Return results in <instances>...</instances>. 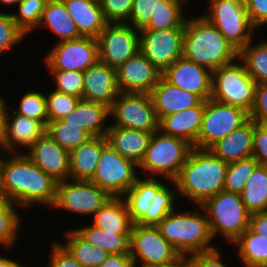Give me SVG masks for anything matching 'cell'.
Segmentation results:
<instances>
[{
	"label": "cell",
	"instance_id": "4316f807",
	"mask_svg": "<svg viewBox=\"0 0 267 267\" xmlns=\"http://www.w3.org/2000/svg\"><path fill=\"white\" fill-rule=\"evenodd\" d=\"M61 120L66 122L67 125L85 129L93 137L105 136L110 120L109 107L98 102L80 99L75 109Z\"/></svg>",
	"mask_w": 267,
	"mask_h": 267
},
{
	"label": "cell",
	"instance_id": "c3c4849f",
	"mask_svg": "<svg viewBox=\"0 0 267 267\" xmlns=\"http://www.w3.org/2000/svg\"><path fill=\"white\" fill-rule=\"evenodd\" d=\"M249 118L257 124L267 126V83H258L255 89L254 105Z\"/></svg>",
	"mask_w": 267,
	"mask_h": 267
},
{
	"label": "cell",
	"instance_id": "7bdbcfd3",
	"mask_svg": "<svg viewBox=\"0 0 267 267\" xmlns=\"http://www.w3.org/2000/svg\"><path fill=\"white\" fill-rule=\"evenodd\" d=\"M11 12L0 11V56L19 46L27 37L13 20Z\"/></svg>",
	"mask_w": 267,
	"mask_h": 267
},
{
	"label": "cell",
	"instance_id": "5b68a950",
	"mask_svg": "<svg viewBox=\"0 0 267 267\" xmlns=\"http://www.w3.org/2000/svg\"><path fill=\"white\" fill-rule=\"evenodd\" d=\"M193 207L194 210L190 207L184 211L177 210L176 207L156 226L181 256L207 252L219 247L212 244L215 242L205 210L202 206Z\"/></svg>",
	"mask_w": 267,
	"mask_h": 267
},
{
	"label": "cell",
	"instance_id": "d6a6232c",
	"mask_svg": "<svg viewBox=\"0 0 267 267\" xmlns=\"http://www.w3.org/2000/svg\"><path fill=\"white\" fill-rule=\"evenodd\" d=\"M236 248L242 267H267V239L253 233L249 228L231 245ZM236 246V247H235Z\"/></svg>",
	"mask_w": 267,
	"mask_h": 267
},
{
	"label": "cell",
	"instance_id": "9f6ffc18",
	"mask_svg": "<svg viewBox=\"0 0 267 267\" xmlns=\"http://www.w3.org/2000/svg\"><path fill=\"white\" fill-rule=\"evenodd\" d=\"M157 267H193V265L188 256H180L179 258H177L174 262L170 264L157 266Z\"/></svg>",
	"mask_w": 267,
	"mask_h": 267
},
{
	"label": "cell",
	"instance_id": "f35d334b",
	"mask_svg": "<svg viewBox=\"0 0 267 267\" xmlns=\"http://www.w3.org/2000/svg\"><path fill=\"white\" fill-rule=\"evenodd\" d=\"M46 132L63 149L69 152L93 137L85 129L79 126L67 125L61 119L48 121Z\"/></svg>",
	"mask_w": 267,
	"mask_h": 267
},
{
	"label": "cell",
	"instance_id": "f6af8a7d",
	"mask_svg": "<svg viewBox=\"0 0 267 267\" xmlns=\"http://www.w3.org/2000/svg\"><path fill=\"white\" fill-rule=\"evenodd\" d=\"M46 106L49 121H55L63 118L72 112L80 98L65 94L56 90H51L46 95Z\"/></svg>",
	"mask_w": 267,
	"mask_h": 267
},
{
	"label": "cell",
	"instance_id": "b9f144b4",
	"mask_svg": "<svg viewBox=\"0 0 267 267\" xmlns=\"http://www.w3.org/2000/svg\"><path fill=\"white\" fill-rule=\"evenodd\" d=\"M12 110L25 117L40 121L45 127L48 124V114L46 106L45 93L36 91H27L19 101L18 106L13 109V106H10Z\"/></svg>",
	"mask_w": 267,
	"mask_h": 267
},
{
	"label": "cell",
	"instance_id": "836d02e7",
	"mask_svg": "<svg viewBox=\"0 0 267 267\" xmlns=\"http://www.w3.org/2000/svg\"><path fill=\"white\" fill-rule=\"evenodd\" d=\"M66 231V232H65ZM64 231L65 242H60L82 267H97L110 255L100 247L82 239L73 229Z\"/></svg>",
	"mask_w": 267,
	"mask_h": 267
},
{
	"label": "cell",
	"instance_id": "74e56055",
	"mask_svg": "<svg viewBox=\"0 0 267 267\" xmlns=\"http://www.w3.org/2000/svg\"><path fill=\"white\" fill-rule=\"evenodd\" d=\"M258 39V43L252 40L239 51V59L257 84L267 83V39Z\"/></svg>",
	"mask_w": 267,
	"mask_h": 267
},
{
	"label": "cell",
	"instance_id": "8992f818",
	"mask_svg": "<svg viewBox=\"0 0 267 267\" xmlns=\"http://www.w3.org/2000/svg\"><path fill=\"white\" fill-rule=\"evenodd\" d=\"M192 148L193 146L186 140L156 130L152 133L149 146L137 171H142L143 177L174 181Z\"/></svg>",
	"mask_w": 267,
	"mask_h": 267
},
{
	"label": "cell",
	"instance_id": "1f68e13d",
	"mask_svg": "<svg viewBox=\"0 0 267 267\" xmlns=\"http://www.w3.org/2000/svg\"><path fill=\"white\" fill-rule=\"evenodd\" d=\"M86 242L107 251L110 254L130 253V234H115L104 231L93 224L72 228Z\"/></svg>",
	"mask_w": 267,
	"mask_h": 267
},
{
	"label": "cell",
	"instance_id": "6f0895ef",
	"mask_svg": "<svg viewBox=\"0 0 267 267\" xmlns=\"http://www.w3.org/2000/svg\"><path fill=\"white\" fill-rule=\"evenodd\" d=\"M4 98H5V95L3 97L0 91V133L4 126L6 111L9 108V105L7 104L8 101H6V99Z\"/></svg>",
	"mask_w": 267,
	"mask_h": 267
},
{
	"label": "cell",
	"instance_id": "ee69618b",
	"mask_svg": "<svg viewBox=\"0 0 267 267\" xmlns=\"http://www.w3.org/2000/svg\"><path fill=\"white\" fill-rule=\"evenodd\" d=\"M53 80V89L82 99L83 72L65 70H47Z\"/></svg>",
	"mask_w": 267,
	"mask_h": 267
},
{
	"label": "cell",
	"instance_id": "9c48e42d",
	"mask_svg": "<svg viewBox=\"0 0 267 267\" xmlns=\"http://www.w3.org/2000/svg\"><path fill=\"white\" fill-rule=\"evenodd\" d=\"M206 3L207 11L201 15L238 51L254 39L258 30L250 22L244 0H208Z\"/></svg>",
	"mask_w": 267,
	"mask_h": 267
},
{
	"label": "cell",
	"instance_id": "7402d4cb",
	"mask_svg": "<svg viewBox=\"0 0 267 267\" xmlns=\"http://www.w3.org/2000/svg\"><path fill=\"white\" fill-rule=\"evenodd\" d=\"M119 93L115 68L98 61L83 72V100L110 108Z\"/></svg>",
	"mask_w": 267,
	"mask_h": 267
},
{
	"label": "cell",
	"instance_id": "9a60e30c",
	"mask_svg": "<svg viewBox=\"0 0 267 267\" xmlns=\"http://www.w3.org/2000/svg\"><path fill=\"white\" fill-rule=\"evenodd\" d=\"M43 57L47 70L84 72L99 61L96 38L81 36L55 42Z\"/></svg>",
	"mask_w": 267,
	"mask_h": 267
},
{
	"label": "cell",
	"instance_id": "ab89813d",
	"mask_svg": "<svg viewBox=\"0 0 267 267\" xmlns=\"http://www.w3.org/2000/svg\"><path fill=\"white\" fill-rule=\"evenodd\" d=\"M258 165L254 157L228 163L223 190L240 194Z\"/></svg>",
	"mask_w": 267,
	"mask_h": 267
},
{
	"label": "cell",
	"instance_id": "484cf974",
	"mask_svg": "<svg viewBox=\"0 0 267 267\" xmlns=\"http://www.w3.org/2000/svg\"><path fill=\"white\" fill-rule=\"evenodd\" d=\"M105 137L107 143L121 156L139 165L149 146L152 133L109 125Z\"/></svg>",
	"mask_w": 267,
	"mask_h": 267
},
{
	"label": "cell",
	"instance_id": "8fae6325",
	"mask_svg": "<svg viewBox=\"0 0 267 267\" xmlns=\"http://www.w3.org/2000/svg\"><path fill=\"white\" fill-rule=\"evenodd\" d=\"M137 169L134 161L124 158L107 143L90 181L111 197H122L139 177Z\"/></svg>",
	"mask_w": 267,
	"mask_h": 267
},
{
	"label": "cell",
	"instance_id": "3957f363",
	"mask_svg": "<svg viewBox=\"0 0 267 267\" xmlns=\"http://www.w3.org/2000/svg\"><path fill=\"white\" fill-rule=\"evenodd\" d=\"M122 198L131 222L141 226H157L178 206L175 182L162 178L138 177Z\"/></svg>",
	"mask_w": 267,
	"mask_h": 267
},
{
	"label": "cell",
	"instance_id": "f1b7e54d",
	"mask_svg": "<svg viewBox=\"0 0 267 267\" xmlns=\"http://www.w3.org/2000/svg\"><path fill=\"white\" fill-rule=\"evenodd\" d=\"M107 144L105 136L92 137L86 143L69 152L70 179L90 181L98 166L103 147Z\"/></svg>",
	"mask_w": 267,
	"mask_h": 267
},
{
	"label": "cell",
	"instance_id": "cb8c5ba5",
	"mask_svg": "<svg viewBox=\"0 0 267 267\" xmlns=\"http://www.w3.org/2000/svg\"><path fill=\"white\" fill-rule=\"evenodd\" d=\"M150 95L158 120L194 107L202 101L198 95L171 85L163 77L152 89Z\"/></svg>",
	"mask_w": 267,
	"mask_h": 267
},
{
	"label": "cell",
	"instance_id": "ffe728a7",
	"mask_svg": "<svg viewBox=\"0 0 267 267\" xmlns=\"http://www.w3.org/2000/svg\"><path fill=\"white\" fill-rule=\"evenodd\" d=\"M162 77L171 85L194 93L204 101L211 98L212 71L183 56L172 63Z\"/></svg>",
	"mask_w": 267,
	"mask_h": 267
},
{
	"label": "cell",
	"instance_id": "83f0119b",
	"mask_svg": "<svg viewBox=\"0 0 267 267\" xmlns=\"http://www.w3.org/2000/svg\"><path fill=\"white\" fill-rule=\"evenodd\" d=\"M81 36L97 38L107 22L96 0H62Z\"/></svg>",
	"mask_w": 267,
	"mask_h": 267
},
{
	"label": "cell",
	"instance_id": "8d00e7d4",
	"mask_svg": "<svg viewBox=\"0 0 267 267\" xmlns=\"http://www.w3.org/2000/svg\"><path fill=\"white\" fill-rule=\"evenodd\" d=\"M19 209V210H18ZM21 208L15 203L0 196V246L7 251L12 250L17 243L24 218L20 214ZM9 249V250H8Z\"/></svg>",
	"mask_w": 267,
	"mask_h": 267
},
{
	"label": "cell",
	"instance_id": "5bb4252c",
	"mask_svg": "<svg viewBox=\"0 0 267 267\" xmlns=\"http://www.w3.org/2000/svg\"><path fill=\"white\" fill-rule=\"evenodd\" d=\"M111 196L91 181L67 179L57 183L56 200L51 210L93 216Z\"/></svg>",
	"mask_w": 267,
	"mask_h": 267
},
{
	"label": "cell",
	"instance_id": "d4e9b609",
	"mask_svg": "<svg viewBox=\"0 0 267 267\" xmlns=\"http://www.w3.org/2000/svg\"><path fill=\"white\" fill-rule=\"evenodd\" d=\"M254 121L249 118L229 135L218 140L208 150L226 163L252 157Z\"/></svg>",
	"mask_w": 267,
	"mask_h": 267
},
{
	"label": "cell",
	"instance_id": "277c9868",
	"mask_svg": "<svg viewBox=\"0 0 267 267\" xmlns=\"http://www.w3.org/2000/svg\"><path fill=\"white\" fill-rule=\"evenodd\" d=\"M199 15L188 16L185 20L182 56L211 71L237 60L239 51L213 24Z\"/></svg>",
	"mask_w": 267,
	"mask_h": 267
},
{
	"label": "cell",
	"instance_id": "603a6c76",
	"mask_svg": "<svg viewBox=\"0 0 267 267\" xmlns=\"http://www.w3.org/2000/svg\"><path fill=\"white\" fill-rule=\"evenodd\" d=\"M206 101L202 100L198 105L174 114L162 117L159 120V128L162 133L186 140L195 148Z\"/></svg>",
	"mask_w": 267,
	"mask_h": 267
},
{
	"label": "cell",
	"instance_id": "30bf717a",
	"mask_svg": "<svg viewBox=\"0 0 267 267\" xmlns=\"http://www.w3.org/2000/svg\"><path fill=\"white\" fill-rule=\"evenodd\" d=\"M110 126L154 133L159 120L148 93L120 92L109 108ZM114 121V122H113Z\"/></svg>",
	"mask_w": 267,
	"mask_h": 267
},
{
	"label": "cell",
	"instance_id": "680465c9",
	"mask_svg": "<svg viewBox=\"0 0 267 267\" xmlns=\"http://www.w3.org/2000/svg\"><path fill=\"white\" fill-rule=\"evenodd\" d=\"M20 261L17 262L16 259H12L6 255H0V267H20L22 264Z\"/></svg>",
	"mask_w": 267,
	"mask_h": 267
},
{
	"label": "cell",
	"instance_id": "2e32d148",
	"mask_svg": "<svg viewBox=\"0 0 267 267\" xmlns=\"http://www.w3.org/2000/svg\"><path fill=\"white\" fill-rule=\"evenodd\" d=\"M96 39L99 61L115 69L140 51L139 30L128 23H107Z\"/></svg>",
	"mask_w": 267,
	"mask_h": 267
},
{
	"label": "cell",
	"instance_id": "e0dca14e",
	"mask_svg": "<svg viewBox=\"0 0 267 267\" xmlns=\"http://www.w3.org/2000/svg\"><path fill=\"white\" fill-rule=\"evenodd\" d=\"M185 28L139 31L140 52L161 72L183 55Z\"/></svg>",
	"mask_w": 267,
	"mask_h": 267
},
{
	"label": "cell",
	"instance_id": "bcb514c9",
	"mask_svg": "<svg viewBox=\"0 0 267 267\" xmlns=\"http://www.w3.org/2000/svg\"><path fill=\"white\" fill-rule=\"evenodd\" d=\"M161 4L163 0H133L130 19L127 23L139 31L144 29Z\"/></svg>",
	"mask_w": 267,
	"mask_h": 267
},
{
	"label": "cell",
	"instance_id": "11a10c76",
	"mask_svg": "<svg viewBox=\"0 0 267 267\" xmlns=\"http://www.w3.org/2000/svg\"><path fill=\"white\" fill-rule=\"evenodd\" d=\"M97 267H135L130 253L110 254L107 259Z\"/></svg>",
	"mask_w": 267,
	"mask_h": 267
},
{
	"label": "cell",
	"instance_id": "816d5d0a",
	"mask_svg": "<svg viewBox=\"0 0 267 267\" xmlns=\"http://www.w3.org/2000/svg\"><path fill=\"white\" fill-rule=\"evenodd\" d=\"M220 248L217 247L211 251L194 253L189 255L193 267H228L222 256Z\"/></svg>",
	"mask_w": 267,
	"mask_h": 267
},
{
	"label": "cell",
	"instance_id": "d6986e66",
	"mask_svg": "<svg viewBox=\"0 0 267 267\" xmlns=\"http://www.w3.org/2000/svg\"><path fill=\"white\" fill-rule=\"evenodd\" d=\"M24 154L55 181L70 179L69 151L63 149L47 132L37 139Z\"/></svg>",
	"mask_w": 267,
	"mask_h": 267
},
{
	"label": "cell",
	"instance_id": "91938a15",
	"mask_svg": "<svg viewBox=\"0 0 267 267\" xmlns=\"http://www.w3.org/2000/svg\"><path fill=\"white\" fill-rule=\"evenodd\" d=\"M20 1L21 0H0V4H2L4 7L7 5L15 7Z\"/></svg>",
	"mask_w": 267,
	"mask_h": 267
},
{
	"label": "cell",
	"instance_id": "4fadbf2b",
	"mask_svg": "<svg viewBox=\"0 0 267 267\" xmlns=\"http://www.w3.org/2000/svg\"><path fill=\"white\" fill-rule=\"evenodd\" d=\"M130 255L135 267L167 265L181 256L156 226L138 224H133L131 230Z\"/></svg>",
	"mask_w": 267,
	"mask_h": 267
},
{
	"label": "cell",
	"instance_id": "52a82bcc",
	"mask_svg": "<svg viewBox=\"0 0 267 267\" xmlns=\"http://www.w3.org/2000/svg\"><path fill=\"white\" fill-rule=\"evenodd\" d=\"M201 206L207 214L214 239L220 235V239L231 245L249 228L251 213L238 193L222 190Z\"/></svg>",
	"mask_w": 267,
	"mask_h": 267
},
{
	"label": "cell",
	"instance_id": "681fc988",
	"mask_svg": "<svg viewBox=\"0 0 267 267\" xmlns=\"http://www.w3.org/2000/svg\"><path fill=\"white\" fill-rule=\"evenodd\" d=\"M51 241L47 267H82L59 240Z\"/></svg>",
	"mask_w": 267,
	"mask_h": 267
},
{
	"label": "cell",
	"instance_id": "f907efd6",
	"mask_svg": "<svg viewBox=\"0 0 267 267\" xmlns=\"http://www.w3.org/2000/svg\"><path fill=\"white\" fill-rule=\"evenodd\" d=\"M252 157L259 165L267 166V126L254 121Z\"/></svg>",
	"mask_w": 267,
	"mask_h": 267
},
{
	"label": "cell",
	"instance_id": "6da1fadb",
	"mask_svg": "<svg viewBox=\"0 0 267 267\" xmlns=\"http://www.w3.org/2000/svg\"><path fill=\"white\" fill-rule=\"evenodd\" d=\"M57 183L24 153L5 154L1 166L0 196L22 210L31 209L38 204L52 209L56 200Z\"/></svg>",
	"mask_w": 267,
	"mask_h": 267
},
{
	"label": "cell",
	"instance_id": "db71d44e",
	"mask_svg": "<svg viewBox=\"0 0 267 267\" xmlns=\"http://www.w3.org/2000/svg\"><path fill=\"white\" fill-rule=\"evenodd\" d=\"M249 229L253 233L267 239V211L251 214Z\"/></svg>",
	"mask_w": 267,
	"mask_h": 267
},
{
	"label": "cell",
	"instance_id": "44dd1931",
	"mask_svg": "<svg viewBox=\"0 0 267 267\" xmlns=\"http://www.w3.org/2000/svg\"><path fill=\"white\" fill-rule=\"evenodd\" d=\"M162 73L140 51L116 69L120 92L150 94Z\"/></svg>",
	"mask_w": 267,
	"mask_h": 267
},
{
	"label": "cell",
	"instance_id": "ac0fdd59",
	"mask_svg": "<svg viewBox=\"0 0 267 267\" xmlns=\"http://www.w3.org/2000/svg\"><path fill=\"white\" fill-rule=\"evenodd\" d=\"M45 132L46 127L40 121L21 116L9 106L0 133V148L6 153H25L24 149L27 151Z\"/></svg>",
	"mask_w": 267,
	"mask_h": 267
},
{
	"label": "cell",
	"instance_id": "7c38bea8",
	"mask_svg": "<svg viewBox=\"0 0 267 267\" xmlns=\"http://www.w3.org/2000/svg\"><path fill=\"white\" fill-rule=\"evenodd\" d=\"M248 119L249 113L243 108L209 98L206 100L195 148L209 149L218 140L243 125Z\"/></svg>",
	"mask_w": 267,
	"mask_h": 267
},
{
	"label": "cell",
	"instance_id": "d590c367",
	"mask_svg": "<svg viewBox=\"0 0 267 267\" xmlns=\"http://www.w3.org/2000/svg\"><path fill=\"white\" fill-rule=\"evenodd\" d=\"M187 0H163L153 14L150 23L140 31H160L169 28H185ZM186 4V5H185ZM185 5V6H184ZM186 16V17H185Z\"/></svg>",
	"mask_w": 267,
	"mask_h": 267
},
{
	"label": "cell",
	"instance_id": "f546056e",
	"mask_svg": "<svg viewBox=\"0 0 267 267\" xmlns=\"http://www.w3.org/2000/svg\"><path fill=\"white\" fill-rule=\"evenodd\" d=\"M42 27L45 30L50 29V32L58 37L56 42L81 37L62 0H47L38 26L34 30Z\"/></svg>",
	"mask_w": 267,
	"mask_h": 267
},
{
	"label": "cell",
	"instance_id": "e575fe53",
	"mask_svg": "<svg viewBox=\"0 0 267 267\" xmlns=\"http://www.w3.org/2000/svg\"><path fill=\"white\" fill-rule=\"evenodd\" d=\"M240 196L251 214L267 211V166L255 168Z\"/></svg>",
	"mask_w": 267,
	"mask_h": 267
},
{
	"label": "cell",
	"instance_id": "f5cc1de1",
	"mask_svg": "<svg viewBox=\"0 0 267 267\" xmlns=\"http://www.w3.org/2000/svg\"><path fill=\"white\" fill-rule=\"evenodd\" d=\"M251 24L259 31L267 26V0H244Z\"/></svg>",
	"mask_w": 267,
	"mask_h": 267
},
{
	"label": "cell",
	"instance_id": "ba28073f",
	"mask_svg": "<svg viewBox=\"0 0 267 267\" xmlns=\"http://www.w3.org/2000/svg\"><path fill=\"white\" fill-rule=\"evenodd\" d=\"M256 85L245 64L238 58L212 71L211 98L250 113L255 101Z\"/></svg>",
	"mask_w": 267,
	"mask_h": 267
},
{
	"label": "cell",
	"instance_id": "94428289",
	"mask_svg": "<svg viewBox=\"0 0 267 267\" xmlns=\"http://www.w3.org/2000/svg\"><path fill=\"white\" fill-rule=\"evenodd\" d=\"M6 152H4L1 148H0V183H1V166H2V161L4 159Z\"/></svg>",
	"mask_w": 267,
	"mask_h": 267
},
{
	"label": "cell",
	"instance_id": "4dcf8cb0",
	"mask_svg": "<svg viewBox=\"0 0 267 267\" xmlns=\"http://www.w3.org/2000/svg\"><path fill=\"white\" fill-rule=\"evenodd\" d=\"M94 226L115 234H131L133 223L122 197H111L93 216Z\"/></svg>",
	"mask_w": 267,
	"mask_h": 267
},
{
	"label": "cell",
	"instance_id": "7dc6e473",
	"mask_svg": "<svg viewBox=\"0 0 267 267\" xmlns=\"http://www.w3.org/2000/svg\"><path fill=\"white\" fill-rule=\"evenodd\" d=\"M107 23H127L130 19L133 0H100Z\"/></svg>",
	"mask_w": 267,
	"mask_h": 267
},
{
	"label": "cell",
	"instance_id": "7a4b0ae2",
	"mask_svg": "<svg viewBox=\"0 0 267 267\" xmlns=\"http://www.w3.org/2000/svg\"><path fill=\"white\" fill-rule=\"evenodd\" d=\"M227 168L228 163L208 149L193 147L174 180L178 198L187 199L191 206L203 205L223 190Z\"/></svg>",
	"mask_w": 267,
	"mask_h": 267
},
{
	"label": "cell",
	"instance_id": "60d3db41",
	"mask_svg": "<svg viewBox=\"0 0 267 267\" xmlns=\"http://www.w3.org/2000/svg\"><path fill=\"white\" fill-rule=\"evenodd\" d=\"M47 0H21L16 12H11L17 26L28 36L38 26Z\"/></svg>",
	"mask_w": 267,
	"mask_h": 267
}]
</instances>
